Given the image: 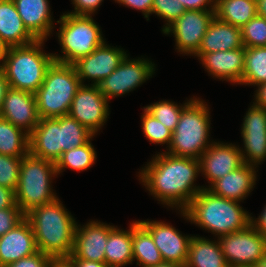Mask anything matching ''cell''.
<instances>
[{
	"label": "cell",
	"mask_w": 266,
	"mask_h": 267,
	"mask_svg": "<svg viewBox=\"0 0 266 267\" xmlns=\"http://www.w3.org/2000/svg\"><path fill=\"white\" fill-rule=\"evenodd\" d=\"M138 172L140 183L149 195L165 207L184 211L205 186L196 184L200 175L199 159L164 152L153 155Z\"/></svg>",
	"instance_id": "obj_1"
},
{
	"label": "cell",
	"mask_w": 266,
	"mask_h": 267,
	"mask_svg": "<svg viewBox=\"0 0 266 267\" xmlns=\"http://www.w3.org/2000/svg\"><path fill=\"white\" fill-rule=\"evenodd\" d=\"M59 197L25 215L30 222L37 250L52 259L68 258L73 250L76 218Z\"/></svg>",
	"instance_id": "obj_2"
},
{
	"label": "cell",
	"mask_w": 266,
	"mask_h": 267,
	"mask_svg": "<svg viewBox=\"0 0 266 267\" xmlns=\"http://www.w3.org/2000/svg\"><path fill=\"white\" fill-rule=\"evenodd\" d=\"M178 214L186 221L218 237L241 231L250 224L251 214L240 202L217 196L202 189L184 211Z\"/></svg>",
	"instance_id": "obj_3"
},
{
	"label": "cell",
	"mask_w": 266,
	"mask_h": 267,
	"mask_svg": "<svg viewBox=\"0 0 266 267\" xmlns=\"http://www.w3.org/2000/svg\"><path fill=\"white\" fill-rule=\"evenodd\" d=\"M210 107L202 98L195 97L183 108L172 133L169 154L199 159L214 142L210 140Z\"/></svg>",
	"instance_id": "obj_4"
},
{
	"label": "cell",
	"mask_w": 266,
	"mask_h": 267,
	"mask_svg": "<svg viewBox=\"0 0 266 267\" xmlns=\"http://www.w3.org/2000/svg\"><path fill=\"white\" fill-rule=\"evenodd\" d=\"M56 177L58 175L53 161L41 159L30 152L21 158L15 202L24 215L58 198L52 185Z\"/></svg>",
	"instance_id": "obj_5"
},
{
	"label": "cell",
	"mask_w": 266,
	"mask_h": 267,
	"mask_svg": "<svg viewBox=\"0 0 266 267\" xmlns=\"http://www.w3.org/2000/svg\"><path fill=\"white\" fill-rule=\"evenodd\" d=\"M46 41L36 40L29 45L9 47L2 68L9 87L32 93L40 88L48 67L54 61L53 53L44 50Z\"/></svg>",
	"instance_id": "obj_6"
},
{
	"label": "cell",
	"mask_w": 266,
	"mask_h": 267,
	"mask_svg": "<svg viewBox=\"0 0 266 267\" xmlns=\"http://www.w3.org/2000/svg\"><path fill=\"white\" fill-rule=\"evenodd\" d=\"M56 36L61 54L53 53L54 61L73 64L79 58L91 54L105 42L102 29L92 15L62 13Z\"/></svg>",
	"instance_id": "obj_7"
},
{
	"label": "cell",
	"mask_w": 266,
	"mask_h": 267,
	"mask_svg": "<svg viewBox=\"0 0 266 267\" xmlns=\"http://www.w3.org/2000/svg\"><path fill=\"white\" fill-rule=\"evenodd\" d=\"M81 85L73 64L53 61L46 71L42 85L34 93L40 119L68 115L73 98Z\"/></svg>",
	"instance_id": "obj_8"
},
{
	"label": "cell",
	"mask_w": 266,
	"mask_h": 267,
	"mask_svg": "<svg viewBox=\"0 0 266 267\" xmlns=\"http://www.w3.org/2000/svg\"><path fill=\"white\" fill-rule=\"evenodd\" d=\"M155 71L156 66L152 60L144 56L132 59L128 53L120 65L97 86L110 101L136 90L152 78Z\"/></svg>",
	"instance_id": "obj_9"
},
{
	"label": "cell",
	"mask_w": 266,
	"mask_h": 267,
	"mask_svg": "<svg viewBox=\"0 0 266 267\" xmlns=\"http://www.w3.org/2000/svg\"><path fill=\"white\" fill-rule=\"evenodd\" d=\"M217 240L229 267H255L266 255V238L251 224Z\"/></svg>",
	"instance_id": "obj_10"
},
{
	"label": "cell",
	"mask_w": 266,
	"mask_h": 267,
	"mask_svg": "<svg viewBox=\"0 0 266 267\" xmlns=\"http://www.w3.org/2000/svg\"><path fill=\"white\" fill-rule=\"evenodd\" d=\"M214 17L215 10H186L162 33L175 38L177 53L193 56Z\"/></svg>",
	"instance_id": "obj_11"
},
{
	"label": "cell",
	"mask_w": 266,
	"mask_h": 267,
	"mask_svg": "<svg viewBox=\"0 0 266 267\" xmlns=\"http://www.w3.org/2000/svg\"><path fill=\"white\" fill-rule=\"evenodd\" d=\"M109 103L97 85H81L73 98L68 115L96 136L109 118Z\"/></svg>",
	"instance_id": "obj_12"
},
{
	"label": "cell",
	"mask_w": 266,
	"mask_h": 267,
	"mask_svg": "<svg viewBox=\"0 0 266 267\" xmlns=\"http://www.w3.org/2000/svg\"><path fill=\"white\" fill-rule=\"evenodd\" d=\"M251 103L241 124L243 148L240 151L245 164L259 168L266 160V109Z\"/></svg>",
	"instance_id": "obj_13"
},
{
	"label": "cell",
	"mask_w": 266,
	"mask_h": 267,
	"mask_svg": "<svg viewBox=\"0 0 266 267\" xmlns=\"http://www.w3.org/2000/svg\"><path fill=\"white\" fill-rule=\"evenodd\" d=\"M127 51L121 47L107 44L105 41L91 54L79 58L73 63L82 85L91 81L90 85H97L108 77L126 57Z\"/></svg>",
	"instance_id": "obj_14"
},
{
	"label": "cell",
	"mask_w": 266,
	"mask_h": 267,
	"mask_svg": "<svg viewBox=\"0 0 266 267\" xmlns=\"http://www.w3.org/2000/svg\"><path fill=\"white\" fill-rule=\"evenodd\" d=\"M200 173L207 179L209 188L216 180L244 164L239 144L214 141L200 156Z\"/></svg>",
	"instance_id": "obj_15"
},
{
	"label": "cell",
	"mask_w": 266,
	"mask_h": 267,
	"mask_svg": "<svg viewBox=\"0 0 266 267\" xmlns=\"http://www.w3.org/2000/svg\"><path fill=\"white\" fill-rule=\"evenodd\" d=\"M151 234L164 262H174L185 266L188 249L193 235L182 234L171 223L156 220H138Z\"/></svg>",
	"instance_id": "obj_16"
},
{
	"label": "cell",
	"mask_w": 266,
	"mask_h": 267,
	"mask_svg": "<svg viewBox=\"0 0 266 267\" xmlns=\"http://www.w3.org/2000/svg\"><path fill=\"white\" fill-rule=\"evenodd\" d=\"M113 226L100 220H89L84 225L77 222L73 250L68 258L105 263V246Z\"/></svg>",
	"instance_id": "obj_17"
},
{
	"label": "cell",
	"mask_w": 266,
	"mask_h": 267,
	"mask_svg": "<svg viewBox=\"0 0 266 267\" xmlns=\"http://www.w3.org/2000/svg\"><path fill=\"white\" fill-rule=\"evenodd\" d=\"M0 116L30 134L40 121L35 94L9 87Z\"/></svg>",
	"instance_id": "obj_18"
},
{
	"label": "cell",
	"mask_w": 266,
	"mask_h": 267,
	"mask_svg": "<svg viewBox=\"0 0 266 267\" xmlns=\"http://www.w3.org/2000/svg\"><path fill=\"white\" fill-rule=\"evenodd\" d=\"M198 60L208 75L215 80L239 85L245 67V46L228 51L205 53Z\"/></svg>",
	"instance_id": "obj_19"
},
{
	"label": "cell",
	"mask_w": 266,
	"mask_h": 267,
	"mask_svg": "<svg viewBox=\"0 0 266 267\" xmlns=\"http://www.w3.org/2000/svg\"><path fill=\"white\" fill-rule=\"evenodd\" d=\"M37 247L30 222L24 218L0 237V267L36 253Z\"/></svg>",
	"instance_id": "obj_20"
},
{
	"label": "cell",
	"mask_w": 266,
	"mask_h": 267,
	"mask_svg": "<svg viewBox=\"0 0 266 267\" xmlns=\"http://www.w3.org/2000/svg\"><path fill=\"white\" fill-rule=\"evenodd\" d=\"M29 152L54 163L61 157V116L42 118L29 134Z\"/></svg>",
	"instance_id": "obj_21"
},
{
	"label": "cell",
	"mask_w": 266,
	"mask_h": 267,
	"mask_svg": "<svg viewBox=\"0 0 266 267\" xmlns=\"http://www.w3.org/2000/svg\"><path fill=\"white\" fill-rule=\"evenodd\" d=\"M24 26L37 40H49L56 27L49 0H13ZM54 22V23H53Z\"/></svg>",
	"instance_id": "obj_22"
},
{
	"label": "cell",
	"mask_w": 266,
	"mask_h": 267,
	"mask_svg": "<svg viewBox=\"0 0 266 267\" xmlns=\"http://www.w3.org/2000/svg\"><path fill=\"white\" fill-rule=\"evenodd\" d=\"M257 172L256 166L244 163L238 169L216 180L208 190L217 196L243 202L254 190L258 178Z\"/></svg>",
	"instance_id": "obj_23"
},
{
	"label": "cell",
	"mask_w": 266,
	"mask_h": 267,
	"mask_svg": "<svg viewBox=\"0 0 266 267\" xmlns=\"http://www.w3.org/2000/svg\"><path fill=\"white\" fill-rule=\"evenodd\" d=\"M243 46L241 28L214 17L193 57L199 59L205 53L228 51Z\"/></svg>",
	"instance_id": "obj_24"
},
{
	"label": "cell",
	"mask_w": 266,
	"mask_h": 267,
	"mask_svg": "<svg viewBox=\"0 0 266 267\" xmlns=\"http://www.w3.org/2000/svg\"><path fill=\"white\" fill-rule=\"evenodd\" d=\"M0 40L8 47L25 46L37 40L24 26L13 0H0Z\"/></svg>",
	"instance_id": "obj_25"
},
{
	"label": "cell",
	"mask_w": 266,
	"mask_h": 267,
	"mask_svg": "<svg viewBox=\"0 0 266 267\" xmlns=\"http://www.w3.org/2000/svg\"><path fill=\"white\" fill-rule=\"evenodd\" d=\"M185 267H229L218 240L193 235Z\"/></svg>",
	"instance_id": "obj_26"
},
{
	"label": "cell",
	"mask_w": 266,
	"mask_h": 267,
	"mask_svg": "<svg viewBox=\"0 0 266 267\" xmlns=\"http://www.w3.org/2000/svg\"><path fill=\"white\" fill-rule=\"evenodd\" d=\"M129 229L113 226L105 246V264L108 267H125L133 262L132 222Z\"/></svg>",
	"instance_id": "obj_27"
},
{
	"label": "cell",
	"mask_w": 266,
	"mask_h": 267,
	"mask_svg": "<svg viewBox=\"0 0 266 267\" xmlns=\"http://www.w3.org/2000/svg\"><path fill=\"white\" fill-rule=\"evenodd\" d=\"M133 261L139 267H153L164 262L151 234L139 223L132 221Z\"/></svg>",
	"instance_id": "obj_28"
},
{
	"label": "cell",
	"mask_w": 266,
	"mask_h": 267,
	"mask_svg": "<svg viewBox=\"0 0 266 267\" xmlns=\"http://www.w3.org/2000/svg\"><path fill=\"white\" fill-rule=\"evenodd\" d=\"M258 14L257 0H217L215 17L242 28Z\"/></svg>",
	"instance_id": "obj_29"
},
{
	"label": "cell",
	"mask_w": 266,
	"mask_h": 267,
	"mask_svg": "<svg viewBox=\"0 0 266 267\" xmlns=\"http://www.w3.org/2000/svg\"><path fill=\"white\" fill-rule=\"evenodd\" d=\"M29 152V134L0 116V154L22 158Z\"/></svg>",
	"instance_id": "obj_30"
},
{
	"label": "cell",
	"mask_w": 266,
	"mask_h": 267,
	"mask_svg": "<svg viewBox=\"0 0 266 267\" xmlns=\"http://www.w3.org/2000/svg\"><path fill=\"white\" fill-rule=\"evenodd\" d=\"M94 137L95 135L83 146L62 153L61 157L55 163L57 175H60L68 168L73 171L82 172L88 170L95 164L97 152L91 143Z\"/></svg>",
	"instance_id": "obj_31"
},
{
	"label": "cell",
	"mask_w": 266,
	"mask_h": 267,
	"mask_svg": "<svg viewBox=\"0 0 266 267\" xmlns=\"http://www.w3.org/2000/svg\"><path fill=\"white\" fill-rule=\"evenodd\" d=\"M266 82V47H245V67L239 85L258 86Z\"/></svg>",
	"instance_id": "obj_32"
},
{
	"label": "cell",
	"mask_w": 266,
	"mask_h": 267,
	"mask_svg": "<svg viewBox=\"0 0 266 267\" xmlns=\"http://www.w3.org/2000/svg\"><path fill=\"white\" fill-rule=\"evenodd\" d=\"M94 134L69 115L61 116V155L86 144Z\"/></svg>",
	"instance_id": "obj_33"
},
{
	"label": "cell",
	"mask_w": 266,
	"mask_h": 267,
	"mask_svg": "<svg viewBox=\"0 0 266 267\" xmlns=\"http://www.w3.org/2000/svg\"><path fill=\"white\" fill-rule=\"evenodd\" d=\"M194 98L191 97L184 101L183 104H177L175 101L159 100L144 106V108L152 114L158 121L165 125L172 132L175 130L179 122L183 108Z\"/></svg>",
	"instance_id": "obj_34"
},
{
	"label": "cell",
	"mask_w": 266,
	"mask_h": 267,
	"mask_svg": "<svg viewBox=\"0 0 266 267\" xmlns=\"http://www.w3.org/2000/svg\"><path fill=\"white\" fill-rule=\"evenodd\" d=\"M143 114L141 115V128L144 136L149 140L151 144L165 145L168 149L171 138L172 131L169 130L165 125L158 121L152 114H150L143 107Z\"/></svg>",
	"instance_id": "obj_35"
},
{
	"label": "cell",
	"mask_w": 266,
	"mask_h": 267,
	"mask_svg": "<svg viewBox=\"0 0 266 267\" xmlns=\"http://www.w3.org/2000/svg\"><path fill=\"white\" fill-rule=\"evenodd\" d=\"M245 47H266V18L256 15L241 28Z\"/></svg>",
	"instance_id": "obj_36"
},
{
	"label": "cell",
	"mask_w": 266,
	"mask_h": 267,
	"mask_svg": "<svg viewBox=\"0 0 266 267\" xmlns=\"http://www.w3.org/2000/svg\"><path fill=\"white\" fill-rule=\"evenodd\" d=\"M186 11L179 0H153L151 15L155 14L164 20L162 32Z\"/></svg>",
	"instance_id": "obj_37"
},
{
	"label": "cell",
	"mask_w": 266,
	"mask_h": 267,
	"mask_svg": "<svg viewBox=\"0 0 266 267\" xmlns=\"http://www.w3.org/2000/svg\"><path fill=\"white\" fill-rule=\"evenodd\" d=\"M21 158L0 154V186L16 190Z\"/></svg>",
	"instance_id": "obj_38"
},
{
	"label": "cell",
	"mask_w": 266,
	"mask_h": 267,
	"mask_svg": "<svg viewBox=\"0 0 266 267\" xmlns=\"http://www.w3.org/2000/svg\"><path fill=\"white\" fill-rule=\"evenodd\" d=\"M25 218L19 207H10L0 210V237L12 230Z\"/></svg>",
	"instance_id": "obj_39"
},
{
	"label": "cell",
	"mask_w": 266,
	"mask_h": 267,
	"mask_svg": "<svg viewBox=\"0 0 266 267\" xmlns=\"http://www.w3.org/2000/svg\"><path fill=\"white\" fill-rule=\"evenodd\" d=\"M52 258L37 251L33 255L19 259L16 262L10 263L6 267H49Z\"/></svg>",
	"instance_id": "obj_40"
},
{
	"label": "cell",
	"mask_w": 266,
	"mask_h": 267,
	"mask_svg": "<svg viewBox=\"0 0 266 267\" xmlns=\"http://www.w3.org/2000/svg\"><path fill=\"white\" fill-rule=\"evenodd\" d=\"M104 0H71L74 10L66 13L74 15H95Z\"/></svg>",
	"instance_id": "obj_41"
},
{
	"label": "cell",
	"mask_w": 266,
	"mask_h": 267,
	"mask_svg": "<svg viewBox=\"0 0 266 267\" xmlns=\"http://www.w3.org/2000/svg\"><path fill=\"white\" fill-rule=\"evenodd\" d=\"M115 3H119V5H123L130 9H135L140 11L144 18L149 21V17L151 15L153 0H113Z\"/></svg>",
	"instance_id": "obj_42"
},
{
	"label": "cell",
	"mask_w": 266,
	"mask_h": 267,
	"mask_svg": "<svg viewBox=\"0 0 266 267\" xmlns=\"http://www.w3.org/2000/svg\"><path fill=\"white\" fill-rule=\"evenodd\" d=\"M186 10H215L217 0H179Z\"/></svg>",
	"instance_id": "obj_43"
},
{
	"label": "cell",
	"mask_w": 266,
	"mask_h": 267,
	"mask_svg": "<svg viewBox=\"0 0 266 267\" xmlns=\"http://www.w3.org/2000/svg\"><path fill=\"white\" fill-rule=\"evenodd\" d=\"M10 207H19L15 202V191L4 186H0V210Z\"/></svg>",
	"instance_id": "obj_44"
},
{
	"label": "cell",
	"mask_w": 266,
	"mask_h": 267,
	"mask_svg": "<svg viewBox=\"0 0 266 267\" xmlns=\"http://www.w3.org/2000/svg\"><path fill=\"white\" fill-rule=\"evenodd\" d=\"M250 224L266 238V204L257 218L251 215Z\"/></svg>",
	"instance_id": "obj_45"
},
{
	"label": "cell",
	"mask_w": 266,
	"mask_h": 267,
	"mask_svg": "<svg viewBox=\"0 0 266 267\" xmlns=\"http://www.w3.org/2000/svg\"><path fill=\"white\" fill-rule=\"evenodd\" d=\"M254 91V103L266 109V82L256 86Z\"/></svg>",
	"instance_id": "obj_46"
},
{
	"label": "cell",
	"mask_w": 266,
	"mask_h": 267,
	"mask_svg": "<svg viewBox=\"0 0 266 267\" xmlns=\"http://www.w3.org/2000/svg\"><path fill=\"white\" fill-rule=\"evenodd\" d=\"M75 267H108L105 263L88 261L77 258H68Z\"/></svg>",
	"instance_id": "obj_47"
},
{
	"label": "cell",
	"mask_w": 266,
	"mask_h": 267,
	"mask_svg": "<svg viewBox=\"0 0 266 267\" xmlns=\"http://www.w3.org/2000/svg\"><path fill=\"white\" fill-rule=\"evenodd\" d=\"M9 88V83L5 77V74L2 69H0V111L2 109L4 97Z\"/></svg>",
	"instance_id": "obj_48"
},
{
	"label": "cell",
	"mask_w": 266,
	"mask_h": 267,
	"mask_svg": "<svg viewBox=\"0 0 266 267\" xmlns=\"http://www.w3.org/2000/svg\"><path fill=\"white\" fill-rule=\"evenodd\" d=\"M49 267H75L68 258L52 259Z\"/></svg>",
	"instance_id": "obj_49"
},
{
	"label": "cell",
	"mask_w": 266,
	"mask_h": 267,
	"mask_svg": "<svg viewBox=\"0 0 266 267\" xmlns=\"http://www.w3.org/2000/svg\"><path fill=\"white\" fill-rule=\"evenodd\" d=\"M8 49L9 47L2 40H0V69H2L4 66Z\"/></svg>",
	"instance_id": "obj_50"
},
{
	"label": "cell",
	"mask_w": 266,
	"mask_h": 267,
	"mask_svg": "<svg viewBox=\"0 0 266 267\" xmlns=\"http://www.w3.org/2000/svg\"><path fill=\"white\" fill-rule=\"evenodd\" d=\"M258 15L266 18V0H257Z\"/></svg>",
	"instance_id": "obj_51"
},
{
	"label": "cell",
	"mask_w": 266,
	"mask_h": 267,
	"mask_svg": "<svg viewBox=\"0 0 266 267\" xmlns=\"http://www.w3.org/2000/svg\"><path fill=\"white\" fill-rule=\"evenodd\" d=\"M153 267H185V266L174 263V262H162Z\"/></svg>",
	"instance_id": "obj_52"
},
{
	"label": "cell",
	"mask_w": 266,
	"mask_h": 267,
	"mask_svg": "<svg viewBox=\"0 0 266 267\" xmlns=\"http://www.w3.org/2000/svg\"><path fill=\"white\" fill-rule=\"evenodd\" d=\"M255 267H266V255L255 265Z\"/></svg>",
	"instance_id": "obj_53"
}]
</instances>
